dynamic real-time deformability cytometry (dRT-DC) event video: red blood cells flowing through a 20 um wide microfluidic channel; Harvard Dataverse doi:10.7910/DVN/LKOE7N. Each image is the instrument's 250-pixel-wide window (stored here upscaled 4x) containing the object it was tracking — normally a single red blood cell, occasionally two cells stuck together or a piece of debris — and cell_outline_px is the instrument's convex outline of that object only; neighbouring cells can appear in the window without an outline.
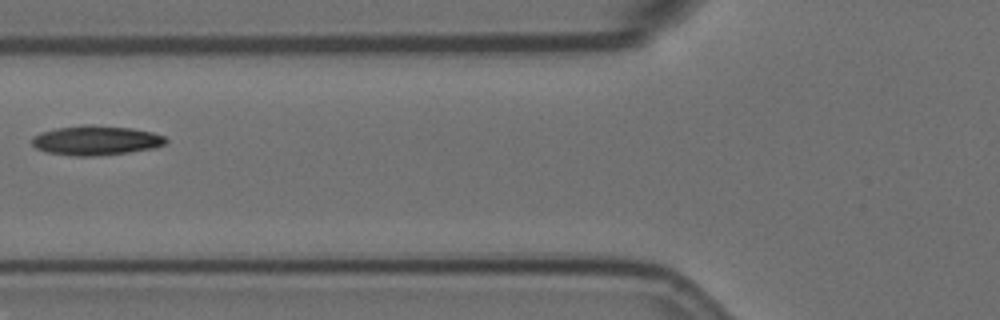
{"species": "Egyptian fruit bat (a non-hibernating species)", "species_latin": "Rousettus aegyptiacus", "temperature_condition": "room temperature", "stored_images_in_passage": 8, "camera_frame_rate_fps": 3000, "um_per_image_px": 0.085, "animal": {"sex": "female"}, "frame": {"image": 1, "passage_image": 5, "time_ms": 6.333, "image_size_px": [1000, 320], "cell_outline_px": [[168, 140], [164, 144], [152, 148], [128, 152], [92, 156], [76, 156], [48, 152], [36, 148], [32, 144], [32, 136], [40, 132], [56, 128], [84, 124], [92, 124], [132, 128], [152, 132], [164, 136]], "centroid_in_image_um": [8.13, 11.91], "position_along_channel_um": 117.7, "area_um2": 23.0}}
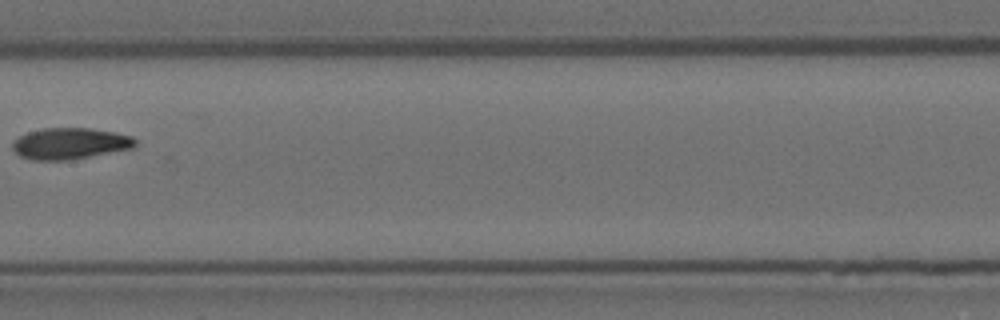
{"frame": {"image": 2, "passage_image": 7, "time_ms": 8.667, "image_size_px": [1000, 320], "cell_outline_px": [[136, 148], [72, 160], [32, 160], [20, 156], [12, 148], [12, 140], [28, 132], [40, 128], [88, 128], [112, 132], [132, 136], [136, 140]], "centroid_in_image_um": [5.96, 12.21], "position_along_channel_um": 201.4, "area_um2": 22.66}}
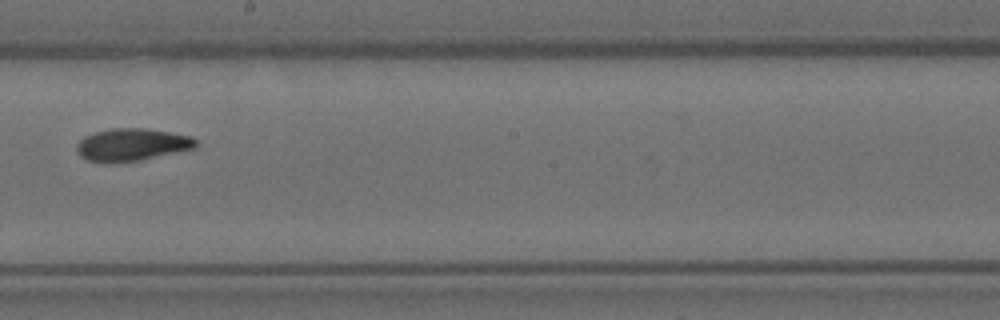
{"frame": {"image": 3, "passage_image": 8, "time_ms": 9.667, "image_size_px": [1000, 320], "cell_outline_px": [[196, 148], [140, 160], [88, 160], [80, 156], [76, 148], [76, 144], [84, 136], [96, 132], [112, 128], [144, 128], [192, 136], [196, 140]], "centroid_in_image_um": [11.24, 12.26], "position_along_channel_um": 237.0, "area_um2": 21.85}}